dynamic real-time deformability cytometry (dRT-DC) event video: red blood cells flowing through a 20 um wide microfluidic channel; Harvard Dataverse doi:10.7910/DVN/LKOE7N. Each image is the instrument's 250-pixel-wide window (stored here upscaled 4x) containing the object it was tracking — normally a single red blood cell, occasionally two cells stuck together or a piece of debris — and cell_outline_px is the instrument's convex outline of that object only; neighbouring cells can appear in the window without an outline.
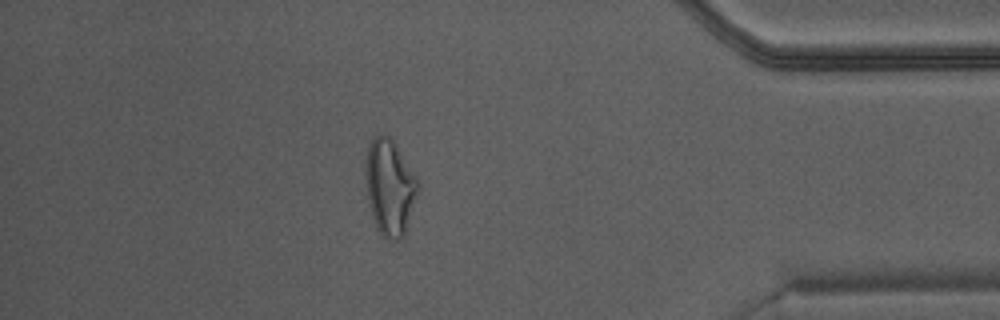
{"species": "Egyptian fruit bat (a non-hibernating species)", "species_latin": "Rousettus aegyptiacus", "temperature_condition": "warm", "stored_images_in_passage": 43, "camera_frame_rate_fps": 3000, "um_per_image_px": 0.085, "animal": {"sex": "male"}, "frame": {"image": 1, "passage_image": 37, "time_ms": 12.0, "image_size_px": [1000, 320], "cell_outline_px": [[420, 188], [404, 236], [400, 240], [392, 240], [384, 236], [376, 228], [368, 204], [364, 168], [364, 160], [368, 144], [372, 136], [380, 132], [388, 136], [392, 140], [416, 176]], "centroid_in_image_um": [33.1, 15.89], "position_along_channel_um": 402.1, "area_um2": 29.71}}